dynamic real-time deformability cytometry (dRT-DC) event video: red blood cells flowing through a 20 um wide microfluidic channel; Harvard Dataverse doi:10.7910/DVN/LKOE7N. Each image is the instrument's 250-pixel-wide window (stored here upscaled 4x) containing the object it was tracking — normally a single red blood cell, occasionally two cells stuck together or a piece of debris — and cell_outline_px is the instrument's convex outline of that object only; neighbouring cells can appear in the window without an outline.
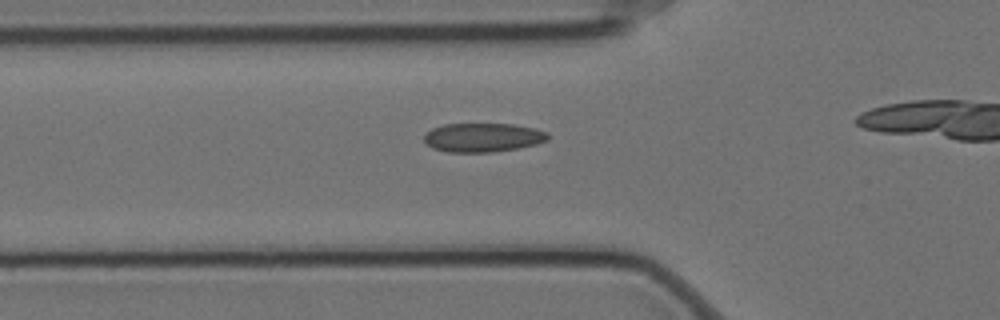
{"species": "Egyptian fruit bat (a non-hibernating species)", "species_latin": "Rousettus aegyptiacus", "temperature_condition": "cold", "stored_images_in_passage": 4, "camera_frame_rate_fps": 3000, "um_per_image_px": 0.085, "animal": {"sex": "female"}, "frame": {"image": 1, "passage_image": 4, "time_ms": 1.0, "image_size_px": [1000, 320], "cell_outline_px": [[548, 140], [536, 144], [516, 148], [492, 152], [448, 152], [432, 148], [424, 140], [424, 136], [432, 128], [444, 124], [512, 124], [536, 128], [548, 132]], "centroid_in_image_um": [41.06, 11.68], "position_along_channel_um": 84.7, "area_um2": 20.81}}